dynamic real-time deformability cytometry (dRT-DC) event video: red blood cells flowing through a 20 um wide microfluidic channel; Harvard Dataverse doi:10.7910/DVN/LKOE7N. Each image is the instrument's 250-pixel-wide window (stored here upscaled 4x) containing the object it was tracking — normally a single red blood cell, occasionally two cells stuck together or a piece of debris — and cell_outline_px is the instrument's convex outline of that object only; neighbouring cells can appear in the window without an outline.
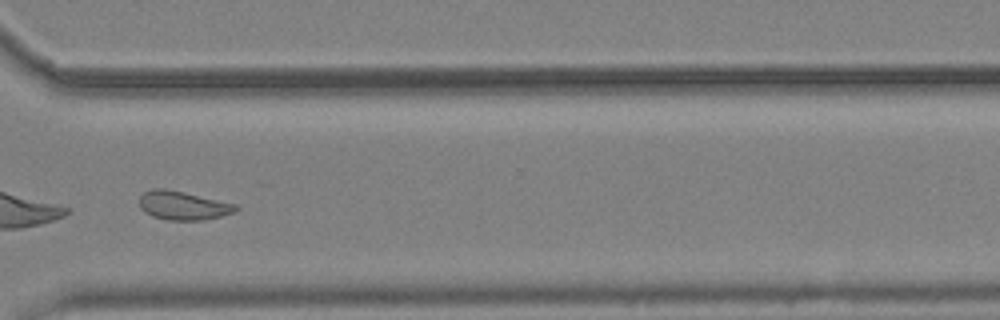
{"species": "common noctule bat (a hibernating species)", "species_latin": "Nyctalus noctula", "temperature_condition": "cold", "stored_images_in_passage": 55, "segment_of_instrument_passage": [2, 2], "camera_frame_rate_fps": 3000, "um_per_image_px": 0.085, "animal": {"sex": "male", "body_mass_g": 19.2, "forearm_length_mm": 51.8}, "frame": {"image": 1, "passage_image": 42, "time_ms": 13.667, "image_size_px": [1000, 320], "cell_outline_px": [[240, 208], [236, 212], [204, 220], [168, 220], [152, 216], [144, 212], [140, 208], [140, 196], [144, 192], [152, 188], [164, 188], [184, 192], [240, 204]], "centroid_in_image_um": [15.61, 17.46], "position_along_channel_um": 355.0, "area_um2": 16.42}}
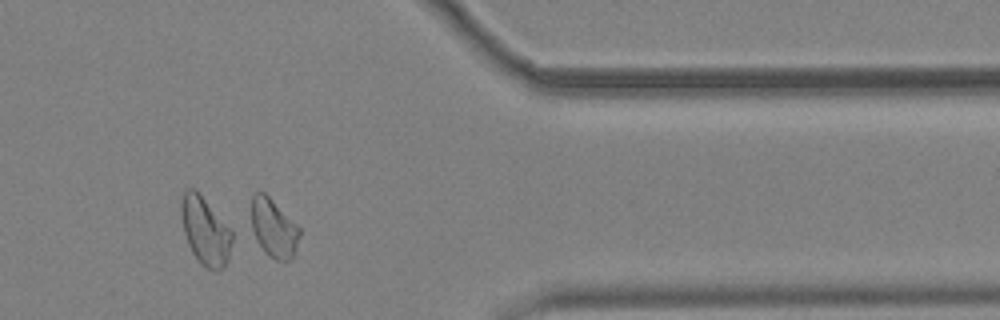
{"frame": {"image": 2, "passage_image": 46, "time_ms": 15.0, "image_size_px": [1000, 320], "cell_outline_px": [[300, 236], [292, 256], [288, 260], [276, 260], [268, 256], [260, 244], [252, 228], [252, 196], [256, 192], [264, 192], [300, 228]], "centroid_in_image_um": [23.27, 19.38], "position_along_channel_um": 388.1, "area_um2": 15.9}}